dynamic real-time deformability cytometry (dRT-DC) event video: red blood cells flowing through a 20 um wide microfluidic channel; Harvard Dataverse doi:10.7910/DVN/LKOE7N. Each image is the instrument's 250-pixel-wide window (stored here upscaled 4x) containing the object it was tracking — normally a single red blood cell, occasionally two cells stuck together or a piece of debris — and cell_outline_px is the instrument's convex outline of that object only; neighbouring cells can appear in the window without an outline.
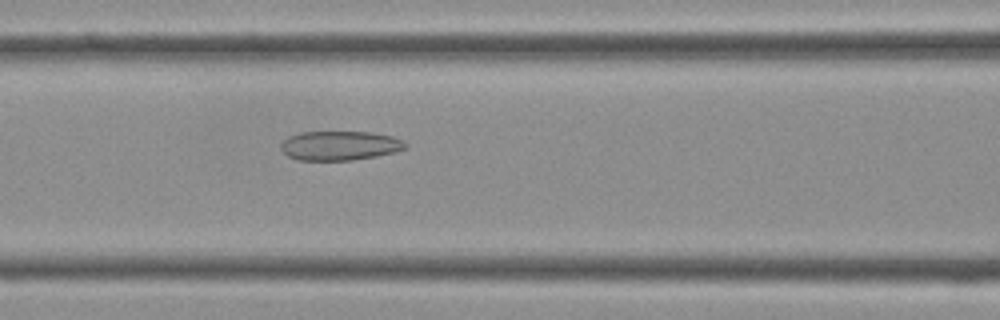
{"species": "Egyptian fruit bat (a non-hibernating species)", "species_latin": "Rousettus aegyptiacus", "temperature_condition": "cold", "stored_images_in_passage": 41, "camera_frame_rate_fps": 3000, "um_per_image_px": 0.085, "frame": {"image": 1, "passage_image": 17, "time_ms": 5.333, "image_size_px": [1000, 320], "cell_outline_px": [[408, 148], [396, 152], [376, 156], [352, 160], [296, 160], [288, 156], [280, 148], [280, 144], [288, 136], [300, 132], [372, 132], [392, 136], [404, 140], [408, 144]], "centroid_in_image_um": [28.91, 12.37], "position_along_channel_um": 137.7, "area_um2": 21.5}}
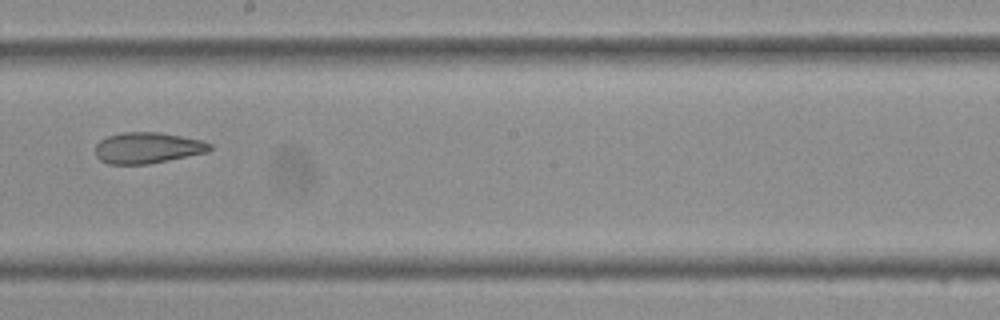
{"frame": {"image": 2, "passage_image": 23, "time_ms": 7.333, "image_size_px": [1000, 320], "cell_outline_px": [[212, 148], [208, 152], [148, 164], [108, 164], [100, 160], [96, 156], [96, 144], [100, 140], [108, 136], [124, 132], [160, 132], [204, 140], [212, 144]], "centroid_in_image_um": [12.56, 12.56], "position_along_channel_um": 235.6, "area_um2": 20.81}}
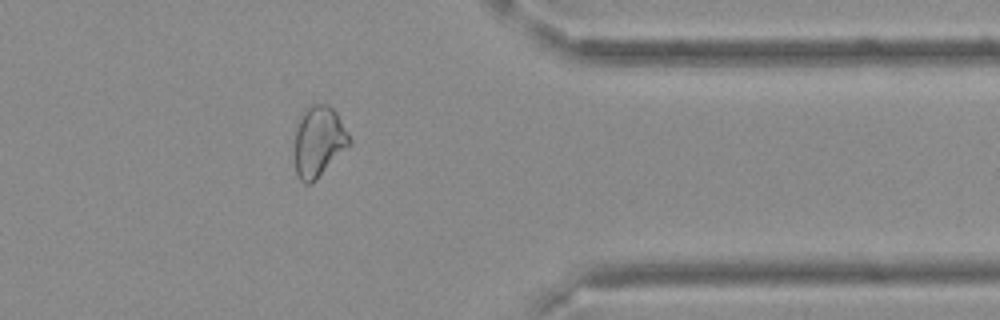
{"frame": {"image": 3, "passage_image": 33, "time_ms": 10.667, "image_size_px": [1000, 320], "cell_outline_px": [[352, 144], [312, 184], [304, 184], [296, 176], [296, 124], [304, 108], [312, 104], [328, 104], [336, 112], [348, 132], [352, 140]], "centroid_in_image_um": [27.11, 12.03], "position_along_channel_um": 384.3, "area_um2": 22.83}}